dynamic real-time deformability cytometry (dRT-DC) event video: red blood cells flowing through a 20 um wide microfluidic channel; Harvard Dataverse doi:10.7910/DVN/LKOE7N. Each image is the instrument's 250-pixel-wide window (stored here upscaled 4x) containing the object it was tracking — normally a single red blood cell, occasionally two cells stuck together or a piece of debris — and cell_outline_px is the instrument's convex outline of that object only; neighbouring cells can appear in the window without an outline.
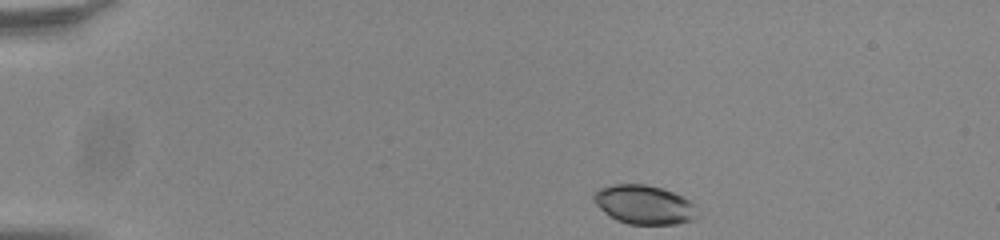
{"species": "common noctule bat (a hibernating species)", "species_latin": "Nyctalus noctula", "temperature_condition": "room temperature", "stored_images_in_passage": 46, "camera_frame_rate_fps": 3000, "um_per_image_px": 0.085, "animal": {"sex": "male", "body_mass_g": 20.0, "forearm_length_mm": 53.3}, "frame": {"image": 1, "passage_image": 1, "time_ms": 0.0, "image_size_px": [1000, 240], "cell_outline_px": [[700, 216], [696, 220], [676, 224], [628, 224], [616, 220], [608, 216], [592, 200], [592, 196], [600, 188], [612, 184], [644, 184], [660, 188], [672, 192], [696, 204]], "centroid_in_image_um": [54.78, 17.41], "position_along_channel_um": 30.2, "area_um2": 23.81}}
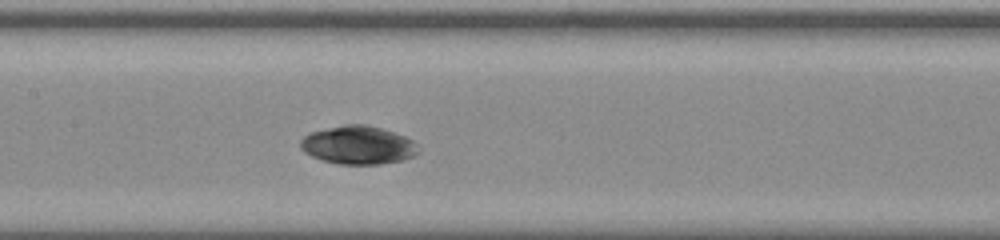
{"frame": {"image": 2, "passage_image": 19, "time_ms": 6.0, "image_size_px": [1000, 240], "cell_outline_px": [[420, 152], [404, 160], [380, 164], [336, 164], [312, 156], [304, 152], [300, 148], [300, 140], [308, 132], [344, 124], [364, 124], [380, 128], [404, 136], [420, 144]], "centroid_in_image_um": [30.45, 12.33], "position_along_channel_um": 177.0, "area_um2": 26.53}}
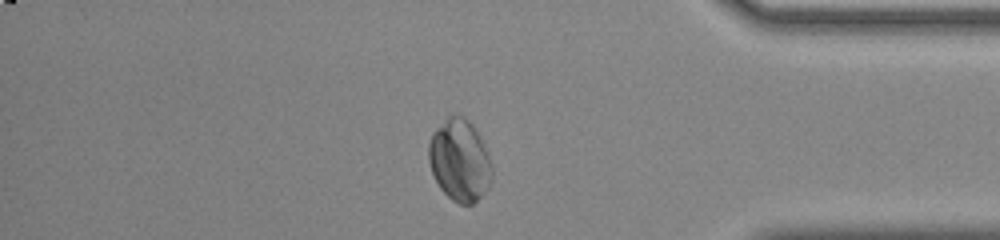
{"frame": {"image": 3, "passage_image": 38, "time_ms": 12.333, "image_size_px": [1000, 240], "cell_outline_px": [[492, 180], [488, 188], [472, 204], [460, 204], [452, 200], [440, 188], [432, 172], [428, 160], [428, 144], [432, 132], [448, 116], [460, 112], [472, 124], [480, 136], [484, 144], [492, 168]], "centroid_in_image_um": [39.06, 13.59], "position_along_channel_um": 396.1, "area_um2": 30.35}, "authors_computed_cell_mechanics": {"area_um2": 26.877, "velocity_mm_per_s": 3.7797, "shape_relaxation_time_tau1_ms": 5.654, "shape_relaxation_time_tau2_ms": null, "deformation_change_tau1": 0.0902, "deformation_change_tau2": null}}